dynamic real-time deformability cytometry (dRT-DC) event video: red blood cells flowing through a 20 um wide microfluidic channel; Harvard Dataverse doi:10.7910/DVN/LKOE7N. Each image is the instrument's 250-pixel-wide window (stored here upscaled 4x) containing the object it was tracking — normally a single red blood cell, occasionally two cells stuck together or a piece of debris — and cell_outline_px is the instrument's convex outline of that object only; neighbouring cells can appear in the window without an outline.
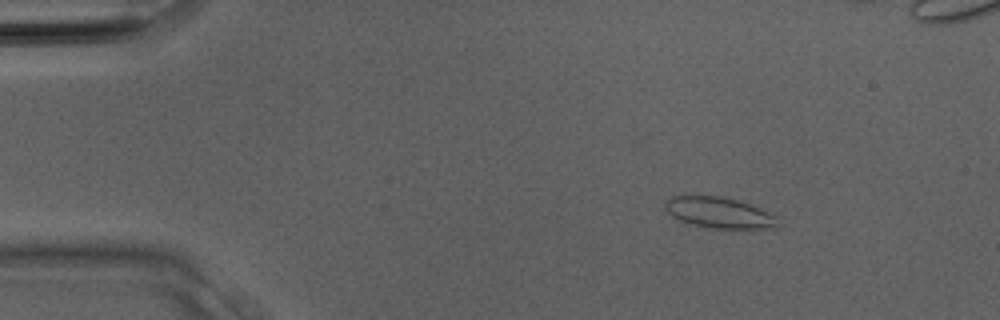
{"species": "Egyptian fruit bat (a non-hibernating species)", "species_latin": "Rousettus aegyptiacus", "temperature_condition": "room temperature", "stored_images_in_passage": 31, "camera_frame_rate_fps": 3000, "um_per_image_px": 0.085, "animal": {"sex": "male"}, "frame": {"image": 1, "passage_image": 3, "time_ms": 0.667, "image_size_px": [1000, 320], "cell_outline_px": [[780, 228], [752, 232], [732, 232], [708, 228], [688, 224], [672, 216], [664, 208], [664, 200], [672, 196], [720, 196], [736, 200], [760, 208], [776, 216]], "centroid_in_image_um": [61.23, 18.17], "position_along_channel_um": 23.8, "area_um2": 21.68}}
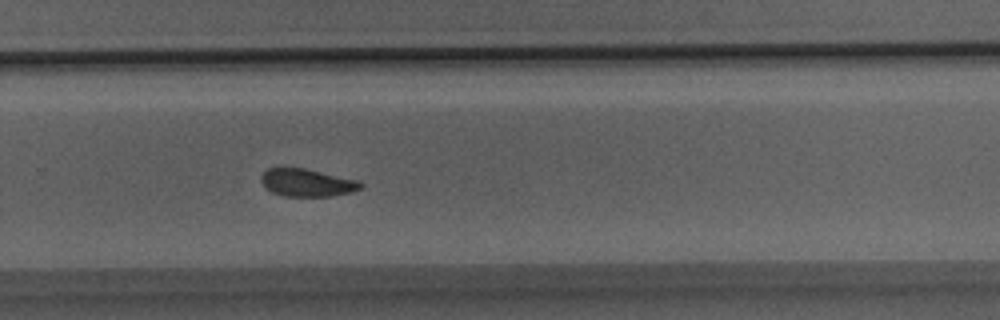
{"frame": {"image": 2, "passage_image": 20, "time_ms": 6.333, "image_size_px": [1000, 320], "cell_outline_px": [[364, 184], [360, 188], [352, 192], [332, 196], [284, 196], [272, 192], [264, 188], [260, 180], [260, 176], [268, 168], [304, 168], [360, 180]], "centroid_in_image_um": [26.1, 15.53], "position_along_channel_um": 303.7, "area_um2": 16.18}}
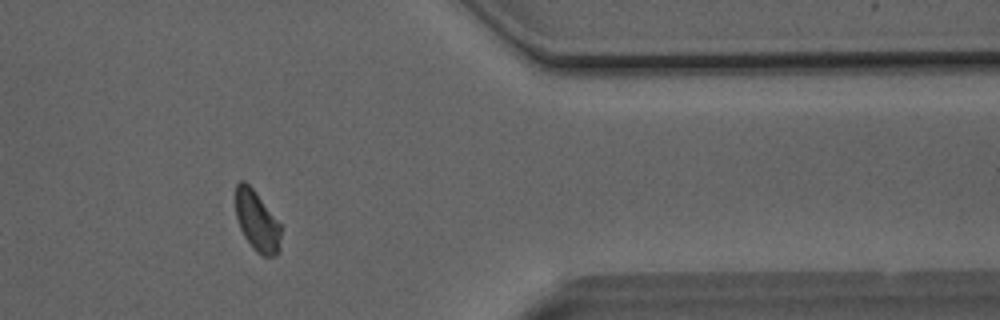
{"frame": {"image": 3, "passage_image": 25, "time_ms": 8.0, "image_size_px": [1000, 320], "cell_outline_px": [[280, 252], [276, 256], [264, 256], [256, 252], [252, 248], [244, 236], [240, 228], [236, 216], [236, 184], [240, 180], [244, 180], [256, 192], [280, 224]], "centroid_in_image_um": [21.84, 18.82], "position_along_channel_um": 389.6, "area_um2": 15.9}}